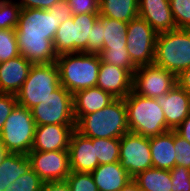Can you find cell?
<instances>
[{"instance_id": "cell-1", "label": "cell", "mask_w": 190, "mask_h": 191, "mask_svg": "<svg viewBox=\"0 0 190 191\" xmlns=\"http://www.w3.org/2000/svg\"><path fill=\"white\" fill-rule=\"evenodd\" d=\"M59 27L54 12L39 8L21 9L16 40L20 55L32 64L55 62L57 54L53 39Z\"/></svg>"}, {"instance_id": "cell-2", "label": "cell", "mask_w": 190, "mask_h": 191, "mask_svg": "<svg viewBox=\"0 0 190 191\" xmlns=\"http://www.w3.org/2000/svg\"><path fill=\"white\" fill-rule=\"evenodd\" d=\"M75 130L89 138H118L129 132L123 98H116L103 109L81 116Z\"/></svg>"}, {"instance_id": "cell-3", "label": "cell", "mask_w": 190, "mask_h": 191, "mask_svg": "<svg viewBox=\"0 0 190 191\" xmlns=\"http://www.w3.org/2000/svg\"><path fill=\"white\" fill-rule=\"evenodd\" d=\"M59 71L60 84L71 94L96 87L98 72L101 64L96 53H65L55 60Z\"/></svg>"}, {"instance_id": "cell-4", "label": "cell", "mask_w": 190, "mask_h": 191, "mask_svg": "<svg viewBox=\"0 0 190 191\" xmlns=\"http://www.w3.org/2000/svg\"><path fill=\"white\" fill-rule=\"evenodd\" d=\"M124 101L129 132L151 138L171 130L155 98L144 97L132 90Z\"/></svg>"}, {"instance_id": "cell-5", "label": "cell", "mask_w": 190, "mask_h": 191, "mask_svg": "<svg viewBox=\"0 0 190 191\" xmlns=\"http://www.w3.org/2000/svg\"><path fill=\"white\" fill-rule=\"evenodd\" d=\"M153 63L175 76L189 68L190 29H175L158 33Z\"/></svg>"}, {"instance_id": "cell-6", "label": "cell", "mask_w": 190, "mask_h": 191, "mask_svg": "<svg viewBox=\"0 0 190 191\" xmlns=\"http://www.w3.org/2000/svg\"><path fill=\"white\" fill-rule=\"evenodd\" d=\"M60 85L56 62L33 64L27 79L16 93L18 105L32 109L44 102Z\"/></svg>"}, {"instance_id": "cell-7", "label": "cell", "mask_w": 190, "mask_h": 191, "mask_svg": "<svg viewBox=\"0 0 190 191\" xmlns=\"http://www.w3.org/2000/svg\"><path fill=\"white\" fill-rule=\"evenodd\" d=\"M35 128L31 109L17 104L0 132L3 147L8 153L27 155L32 150Z\"/></svg>"}, {"instance_id": "cell-8", "label": "cell", "mask_w": 190, "mask_h": 191, "mask_svg": "<svg viewBox=\"0 0 190 191\" xmlns=\"http://www.w3.org/2000/svg\"><path fill=\"white\" fill-rule=\"evenodd\" d=\"M98 18L99 13L72 15L60 24L53 39V47L57 56L65 53H87L91 29Z\"/></svg>"}, {"instance_id": "cell-9", "label": "cell", "mask_w": 190, "mask_h": 191, "mask_svg": "<svg viewBox=\"0 0 190 191\" xmlns=\"http://www.w3.org/2000/svg\"><path fill=\"white\" fill-rule=\"evenodd\" d=\"M36 126L75 125L73 94L60 85L44 102L31 109Z\"/></svg>"}, {"instance_id": "cell-10", "label": "cell", "mask_w": 190, "mask_h": 191, "mask_svg": "<svg viewBox=\"0 0 190 191\" xmlns=\"http://www.w3.org/2000/svg\"><path fill=\"white\" fill-rule=\"evenodd\" d=\"M156 37V31L140 16L128 22L126 49L136 67L153 64Z\"/></svg>"}, {"instance_id": "cell-11", "label": "cell", "mask_w": 190, "mask_h": 191, "mask_svg": "<svg viewBox=\"0 0 190 191\" xmlns=\"http://www.w3.org/2000/svg\"><path fill=\"white\" fill-rule=\"evenodd\" d=\"M177 84L170 71L153 64L137 67L133 74L132 90L147 98H157L168 93Z\"/></svg>"}, {"instance_id": "cell-12", "label": "cell", "mask_w": 190, "mask_h": 191, "mask_svg": "<svg viewBox=\"0 0 190 191\" xmlns=\"http://www.w3.org/2000/svg\"><path fill=\"white\" fill-rule=\"evenodd\" d=\"M119 162L133 178L152 168L149 138L128 132L120 138Z\"/></svg>"}, {"instance_id": "cell-13", "label": "cell", "mask_w": 190, "mask_h": 191, "mask_svg": "<svg viewBox=\"0 0 190 191\" xmlns=\"http://www.w3.org/2000/svg\"><path fill=\"white\" fill-rule=\"evenodd\" d=\"M28 159L31 169L43 182L66 180L71 173L69 151H30Z\"/></svg>"}, {"instance_id": "cell-14", "label": "cell", "mask_w": 190, "mask_h": 191, "mask_svg": "<svg viewBox=\"0 0 190 191\" xmlns=\"http://www.w3.org/2000/svg\"><path fill=\"white\" fill-rule=\"evenodd\" d=\"M75 125L45 124L36 126L31 151L68 150Z\"/></svg>"}, {"instance_id": "cell-15", "label": "cell", "mask_w": 190, "mask_h": 191, "mask_svg": "<svg viewBox=\"0 0 190 191\" xmlns=\"http://www.w3.org/2000/svg\"><path fill=\"white\" fill-rule=\"evenodd\" d=\"M133 76L119 66L101 61L96 87L115 98H125L132 91Z\"/></svg>"}, {"instance_id": "cell-16", "label": "cell", "mask_w": 190, "mask_h": 191, "mask_svg": "<svg viewBox=\"0 0 190 191\" xmlns=\"http://www.w3.org/2000/svg\"><path fill=\"white\" fill-rule=\"evenodd\" d=\"M68 151L71 171L91 173L99 165L92 138L76 130L71 135Z\"/></svg>"}, {"instance_id": "cell-17", "label": "cell", "mask_w": 190, "mask_h": 191, "mask_svg": "<svg viewBox=\"0 0 190 191\" xmlns=\"http://www.w3.org/2000/svg\"><path fill=\"white\" fill-rule=\"evenodd\" d=\"M156 100L162 107L166 124L171 130H175L190 114V96L178 84Z\"/></svg>"}, {"instance_id": "cell-18", "label": "cell", "mask_w": 190, "mask_h": 191, "mask_svg": "<svg viewBox=\"0 0 190 191\" xmlns=\"http://www.w3.org/2000/svg\"><path fill=\"white\" fill-rule=\"evenodd\" d=\"M138 13L157 34L177 29L169 0H139Z\"/></svg>"}, {"instance_id": "cell-19", "label": "cell", "mask_w": 190, "mask_h": 191, "mask_svg": "<svg viewBox=\"0 0 190 191\" xmlns=\"http://www.w3.org/2000/svg\"><path fill=\"white\" fill-rule=\"evenodd\" d=\"M32 65L22 55L0 63V93L16 95L27 79Z\"/></svg>"}, {"instance_id": "cell-20", "label": "cell", "mask_w": 190, "mask_h": 191, "mask_svg": "<svg viewBox=\"0 0 190 191\" xmlns=\"http://www.w3.org/2000/svg\"><path fill=\"white\" fill-rule=\"evenodd\" d=\"M116 98L99 87L82 89L73 94V112L77 121L81 116L99 111Z\"/></svg>"}, {"instance_id": "cell-21", "label": "cell", "mask_w": 190, "mask_h": 191, "mask_svg": "<svg viewBox=\"0 0 190 191\" xmlns=\"http://www.w3.org/2000/svg\"><path fill=\"white\" fill-rule=\"evenodd\" d=\"M91 174L98 191H119L133 179L120 162L98 165Z\"/></svg>"}, {"instance_id": "cell-22", "label": "cell", "mask_w": 190, "mask_h": 191, "mask_svg": "<svg viewBox=\"0 0 190 191\" xmlns=\"http://www.w3.org/2000/svg\"><path fill=\"white\" fill-rule=\"evenodd\" d=\"M149 143L154 168L170 171L176 166L174 130L149 138Z\"/></svg>"}, {"instance_id": "cell-23", "label": "cell", "mask_w": 190, "mask_h": 191, "mask_svg": "<svg viewBox=\"0 0 190 191\" xmlns=\"http://www.w3.org/2000/svg\"><path fill=\"white\" fill-rule=\"evenodd\" d=\"M31 168L28 156L20 153H8L0 165V191H7L19 176Z\"/></svg>"}, {"instance_id": "cell-24", "label": "cell", "mask_w": 190, "mask_h": 191, "mask_svg": "<svg viewBox=\"0 0 190 191\" xmlns=\"http://www.w3.org/2000/svg\"><path fill=\"white\" fill-rule=\"evenodd\" d=\"M139 0H100L99 16L130 22L139 16Z\"/></svg>"}, {"instance_id": "cell-25", "label": "cell", "mask_w": 190, "mask_h": 191, "mask_svg": "<svg viewBox=\"0 0 190 191\" xmlns=\"http://www.w3.org/2000/svg\"><path fill=\"white\" fill-rule=\"evenodd\" d=\"M133 180L140 191H171V175L169 170L149 168L138 173Z\"/></svg>"}, {"instance_id": "cell-26", "label": "cell", "mask_w": 190, "mask_h": 191, "mask_svg": "<svg viewBox=\"0 0 190 191\" xmlns=\"http://www.w3.org/2000/svg\"><path fill=\"white\" fill-rule=\"evenodd\" d=\"M103 21V48H126L128 22L99 16Z\"/></svg>"}, {"instance_id": "cell-27", "label": "cell", "mask_w": 190, "mask_h": 191, "mask_svg": "<svg viewBox=\"0 0 190 191\" xmlns=\"http://www.w3.org/2000/svg\"><path fill=\"white\" fill-rule=\"evenodd\" d=\"M99 165L119 162L120 139L92 138Z\"/></svg>"}, {"instance_id": "cell-28", "label": "cell", "mask_w": 190, "mask_h": 191, "mask_svg": "<svg viewBox=\"0 0 190 191\" xmlns=\"http://www.w3.org/2000/svg\"><path fill=\"white\" fill-rule=\"evenodd\" d=\"M99 56L103 63L126 69L132 76L137 69L126 48H103Z\"/></svg>"}, {"instance_id": "cell-29", "label": "cell", "mask_w": 190, "mask_h": 191, "mask_svg": "<svg viewBox=\"0 0 190 191\" xmlns=\"http://www.w3.org/2000/svg\"><path fill=\"white\" fill-rule=\"evenodd\" d=\"M21 9L14 0H0V29H16Z\"/></svg>"}, {"instance_id": "cell-30", "label": "cell", "mask_w": 190, "mask_h": 191, "mask_svg": "<svg viewBox=\"0 0 190 191\" xmlns=\"http://www.w3.org/2000/svg\"><path fill=\"white\" fill-rule=\"evenodd\" d=\"M19 55L15 29H0V63Z\"/></svg>"}, {"instance_id": "cell-31", "label": "cell", "mask_w": 190, "mask_h": 191, "mask_svg": "<svg viewBox=\"0 0 190 191\" xmlns=\"http://www.w3.org/2000/svg\"><path fill=\"white\" fill-rule=\"evenodd\" d=\"M43 181L31 168L8 186L11 191H41Z\"/></svg>"}, {"instance_id": "cell-32", "label": "cell", "mask_w": 190, "mask_h": 191, "mask_svg": "<svg viewBox=\"0 0 190 191\" xmlns=\"http://www.w3.org/2000/svg\"><path fill=\"white\" fill-rule=\"evenodd\" d=\"M66 181L70 191H98L91 173L71 171Z\"/></svg>"}, {"instance_id": "cell-33", "label": "cell", "mask_w": 190, "mask_h": 191, "mask_svg": "<svg viewBox=\"0 0 190 191\" xmlns=\"http://www.w3.org/2000/svg\"><path fill=\"white\" fill-rule=\"evenodd\" d=\"M177 29H190V0H169Z\"/></svg>"}, {"instance_id": "cell-34", "label": "cell", "mask_w": 190, "mask_h": 191, "mask_svg": "<svg viewBox=\"0 0 190 191\" xmlns=\"http://www.w3.org/2000/svg\"><path fill=\"white\" fill-rule=\"evenodd\" d=\"M171 191H190V169L184 166H175L170 170Z\"/></svg>"}, {"instance_id": "cell-35", "label": "cell", "mask_w": 190, "mask_h": 191, "mask_svg": "<svg viewBox=\"0 0 190 191\" xmlns=\"http://www.w3.org/2000/svg\"><path fill=\"white\" fill-rule=\"evenodd\" d=\"M174 149L176 154V166H184L190 169V143L174 131Z\"/></svg>"}, {"instance_id": "cell-36", "label": "cell", "mask_w": 190, "mask_h": 191, "mask_svg": "<svg viewBox=\"0 0 190 191\" xmlns=\"http://www.w3.org/2000/svg\"><path fill=\"white\" fill-rule=\"evenodd\" d=\"M103 21L98 18L91 29V40L87 42V53L99 54L103 50Z\"/></svg>"}, {"instance_id": "cell-37", "label": "cell", "mask_w": 190, "mask_h": 191, "mask_svg": "<svg viewBox=\"0 0 190 191\" xmlns=\"http://www.w3.org/2000/svg\"><path fill=\"white\" fill-rule=\"evenodd\" d=\"M73 15L99 13L100 0H67Z\"/></svg>"}, {"instance_id": "cell-38", "label": "cell", "mask_w": 190, "mask_h": 191, "mask_svg": "<svg viewBox=\"0 0 190 191\" xmlns=\"http://www.w3.org/2000/svg\"><path fill=\"white\" fill-rule=\"evenodd\" d=\"M18 104L16 95L11 93H0V132L11 111Z\"/></svg>"}, {"instance_id": "cell-39", "label": "cell", "mask_w": 190, "mask_h": 191, "mask_svg": "<svg viewBox=\"0 0 190 191\" xmlns=\"http://www.w3.org/2000/svg\"><path fill=\"white\" fill-rule=\"evenodd\" d=\"M48 12H54L59 20V25L72 17V11L67 0H60L48 9Z\"/></svg>"}, {"instance_id": "cell-40", "label": "cell", "mask_w": 190, "mask_h": 191, "mask_svg": "<svg viewBox=\"0 0 190 191\" xmlns=\"http://www.w3.org/2000/svg\"><path fill=\"white\" fill-rule=\"evenodd\" d=\"M60 0H20L17 3L22 9L39 8L48 10Z\"/></svg>"}, {"instance_id": "cell-41", "label": "cell", "mask_w": 190, "mask_h": 191, "mask_svg": "<svg viewBox=\"0 0 190 191\" xmlns=\"http://www.w3.org/2000/svg\"><path fill=\"white\" fill-rule=\"evenodd\" d=\"M41 191H70L66 180L44 182Z\"/></svg>"}, {"instance_id": "cell-42", "label": "cell", "mask_w": 190, "mask_h": 191, "mask_svg": "<svg viewBox=\"0 0 190 191\" xmlns=\"http://www.w3.org/2000/svg\"><path fill=\"white\" fill-rule=\"evenodd\" d=\"M177 84L190 96V67L176 76Z\"/></svg>"}, {"instance_id": "cell-43", "label": "cell", "mask_w": 190, "mask_h": 191, "mask_svg": "<svg viewBox=\"0 0 190 191\" xmlns=\"http://www.w3.org/2000/svg\"><path fill=\"white\" fill-rule=\"evenodd\" d=\"M179 136L190 143V114L174 130Z\"/></svg>"}, {"instance_id": "cell-44", "label": "cell", "mask_w": 190, "mask_h": 191, "mask_svg": "<svg viewBox=\"0 0 190 191\" xmlns=\"http://www.w3.org/2000/svg\"><path fill=\"white\" fill-rule=\"evenodd\" d=\"M8 154V152L5 150V148L3 147V143H2V139L0 137V165L3 162V159L5 158V156Z\"/></svg>"}, {"instance_id": "cell-45", "label": "cell", "mask_w": 190, "mask_h": 191, "mask_svg": "<svg viewBox=\"0 0 190 191\" xmlns=\"http://www.w3.org/2000/svg\"><path fill=\"white\" fill-rule=\"evenodd\" d=\"M131 191H140L137 183L133 179L131 180Z\"/></svg>"}, {"instance_id": "cell-46", "label": "cell", "mask_w": 190, "mask_h": 191, "mask_svg": "<svg viewBox=\"0 0 190 191\" xmlns=\"http://www.w3.org/2000/svg\"><path fill=\"white\" fill-rule=\"evenodd\" d=\"M119 191H131V181H129L122 189Z\"/></svg>"}]
</instances>
